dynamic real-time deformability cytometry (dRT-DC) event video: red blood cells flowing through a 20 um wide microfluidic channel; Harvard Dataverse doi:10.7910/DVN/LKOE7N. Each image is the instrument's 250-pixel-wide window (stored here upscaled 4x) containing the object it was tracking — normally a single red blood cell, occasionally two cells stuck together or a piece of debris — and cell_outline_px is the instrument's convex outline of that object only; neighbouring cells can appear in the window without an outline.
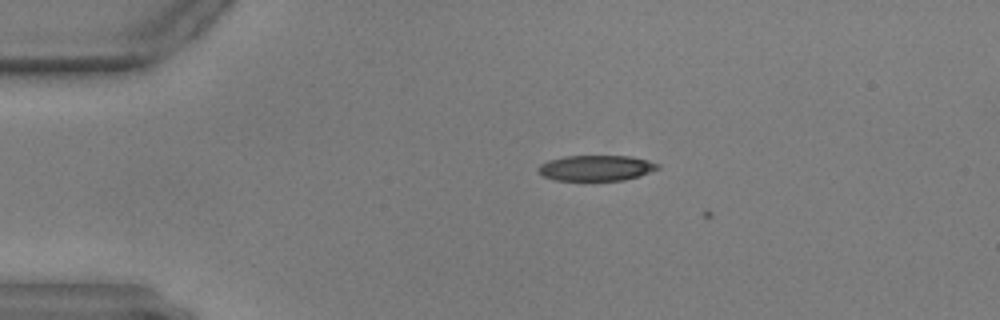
{"species": "common noctule bat (a hibernating species)", "species_latin": "Nyctalus noctula", "temperature_condition": "warm", "stored_images_in_passage": 3, "camera_frame_rate_fps": 3000, "um_per_image_px": 0.085, "animal": {"sex": "male", "body_mass_g": 17.9, "forearm_length_mm": 54.2}, "frame": {"image": 1, "passage_image": 1, "time_ms": 0.0, "image_size_px": [1000, 320], "cell_outline_px": [[660, 168], [640, 176], [624, 180], [556, 180], [544, 176], [536, 168], [540, 164], [548, 160], [564, 156], [632, 156], [648, 160], [660, 164]], "centroid_in_image_um": [50.7, 14.27], "position_along_channel_um": 34.3, "area_um2": 17.86}}